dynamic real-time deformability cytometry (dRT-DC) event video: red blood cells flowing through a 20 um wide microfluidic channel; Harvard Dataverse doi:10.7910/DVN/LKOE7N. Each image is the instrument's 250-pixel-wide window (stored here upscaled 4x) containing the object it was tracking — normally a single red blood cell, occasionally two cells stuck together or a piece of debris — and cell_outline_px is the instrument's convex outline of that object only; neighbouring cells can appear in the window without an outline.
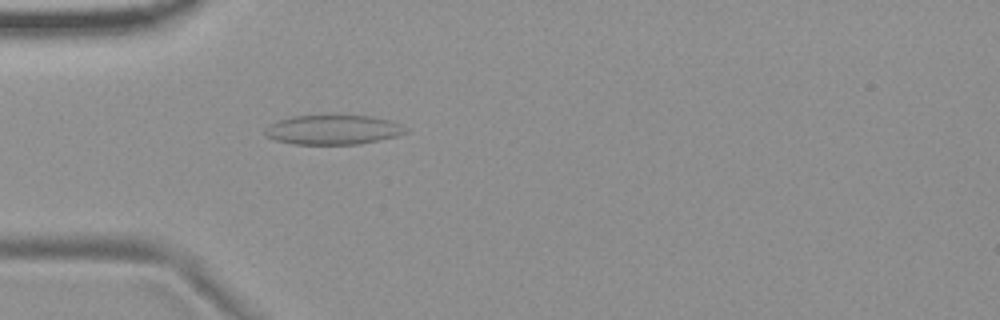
{"species": "common noctule bat (a hibernating species)", "species_latin": "Nyctalus noctula", "temperature_condition": "room temperature", "stored_images_in_passage": 53, "camera_frame_rate_fps": 3000, "um_per_image_px": 0.085, "animal": {"sex": "female", "body_mass_g": 19.9}, "frame": {"image": 1, "passage_image": 15, "time_ms": 4.667, "image_size_px": [1000, 320], "cell_outline_px": [[408, 132], [396, 136], [380, 140], [360, 144], [292, 144], [276, 140], [268, 136], [264, 132], [264, 128], [268, 124], [292, 116], [340, 112], [372, 116], [392, 120], [408, 128]], "centroid_in_image_um": [28.35, 10.97], "position_along_channel_um": 56.7, "area_um2": 25.37}}
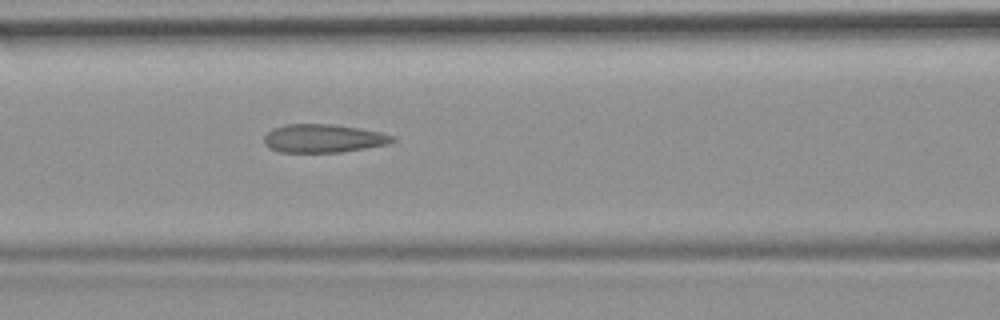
{"frame": {"image": 2, "passage_image": 22, "time_ms": 7.0, "image_size_px": [1000, 320], "cell_outline_px": [[396, 140], [388, 144], [340, 152], [280, 152], [268, 148], [264, 144], [264, 136], [272, 128], [284, 124], [332, 124], [360, 128], [380, 132], [396, 136]], "centroid_in_image_um": [27.47, 11.76], "position_along_channel_um": 139.1, "area_um2": 21.33}}
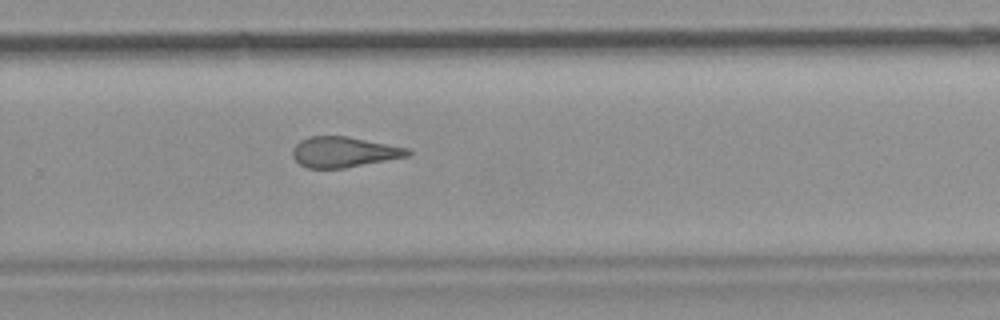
{"frame": {"image": 3, "passage_image": 35, "time_ms": 11.333, "image_size_px": [1000, 320], "cell_outline_px": [[412, 152], [408, 156], [344, 168], [308, 168], [300, 164], [292, 156], [292, 148], [300, 140], [308, 136], [348, 136], [408, 148]], "centroid_in_image_um": [29.2, 12.91], "position_along_channel_um": 300.6, "area_um2": 20.4}, "authors_computed_cell_mechanics": {"area_um2": 21.7328, "velocity_mm_per_s": 3.7445, "shape_relaxation_time_tau1_ms": null, "shape_relaxation_time_tau2_ms": 3.1278, "deformation_change_tau1": null, "deformation_change_tau2": 0.1231}}